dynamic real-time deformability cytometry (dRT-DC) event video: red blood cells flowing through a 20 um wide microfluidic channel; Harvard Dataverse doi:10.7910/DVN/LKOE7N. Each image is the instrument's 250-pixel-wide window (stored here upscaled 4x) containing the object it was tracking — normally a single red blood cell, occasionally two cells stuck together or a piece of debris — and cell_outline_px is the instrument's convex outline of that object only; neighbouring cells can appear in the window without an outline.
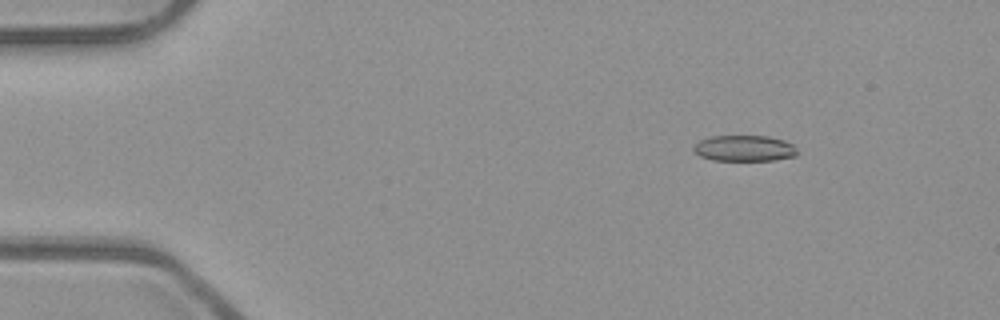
{"species": "common noctule bat (a hibernating species)", "species_latin": "Nyctalus noctula", "temperature_condition": "room temperature", "stored_images_in_passage": 50, "camera_frame_rate_fps": 3000, "um_per_image_px": 0.085, "animal": {"sex": "male", "body_mass_g": 23.1, "forearm_length_mm": 52.7}, "frame": {"image": 1, "passage_image": 8, "time_ms": 2.333, "image_size_px": [1000, 320], "cell_outline_px": [[800, 152], [796, 156], [772, 160], [712, 160], [700, 156], [692, 152], [692, 148], [700, 140], [708, 136], [768, 136], [784, 140], [792, 144]], "centroid_in_image_um": [63.26, 12.6], "position_along_channel_um": 21.7, "area_um2": 15.84}}
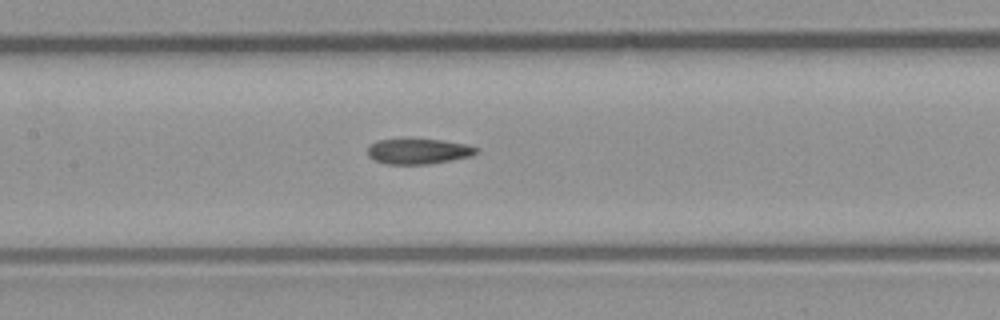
{"frame": {"image": 2, "passage_image": 26, "time_ms": 8.333, "image_size_px": [1000, 320], "cell_outline_px": [[480, 148], [472, 156], [428, 164], [388, 164], [376, 160], [368, 156], [368, 144], [376, 140], [440, 140], [468, 144]], "centroid_in_image_um": [35.57, 12.86], "position_along_channel_um": 171.8, "area_um2": 15.9}}
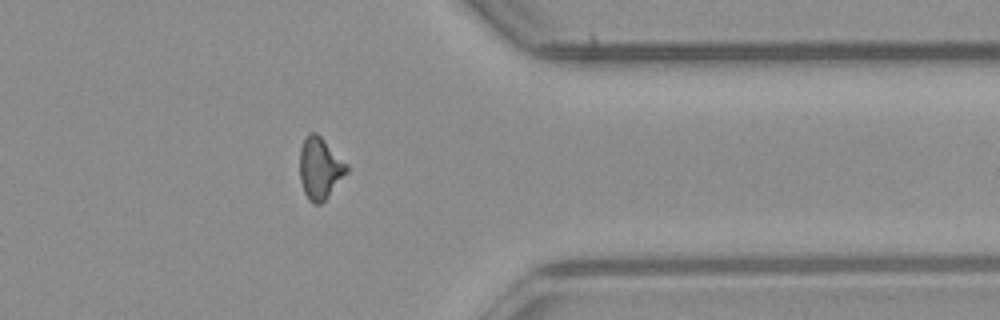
{"frame": {"image": 3, "passage_image": 43, "time_ms": 14.0, "image_size_px": [1000, 320], "cell_outline_px": [[348, 172], [328, 196], [320, 204], [312, 204], [308, 200], [304, 192], [300, 180], [300, 148], [304, 136], [308, 132], [316, 132], [348, 164]], "centroid_in_image_um": [27.18, 14.29], "position_along_channel_um": 384.2, "area_um2": 16.99}, "authors_computed_cell_mechanics": {"area_um2": 16.7042, "velocity_mm_per_s": 3.962, "shape_relaxation_time_tau1_ms": null, "shape_relaxation_time_tau2_ms": 5.656, "deformation_change_tau1": null, "deformation_change_tau2": 0.1448}}